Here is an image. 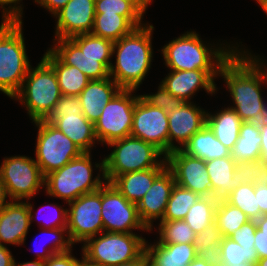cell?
Masks as SVG:
<instances>
[{"mask_svg":"<svg viewBox=\"0 0 267 266\" xmlns=\"http://www.w3.org/2000/svg\"><path fill=\"white\" fill-rule=\"evenodd\" d=\"M236 51L222 64V76L235 106H230L243 122H257L260 111L266 105L262 96V84H267V68L260 57L249 51ZM249 52V53H248ZM265 66V67H263ZM266 68V69H264ZM264 82V83H263Z\"/></svg>","mask_w":267,"mask_h":266,"instance_id":"6da1fadb","label":"cell"},{"mask_svg":"<svg viewBox=\"0 0 267 266\" xmlns=\"http://www.w3.org/2000/svg\"><path fill=\"white\" fill-rule=\"evenodd\" d=\"M154 26L144 24L113 44L115 65L110 77L122 88L137 90L151 68L153 58L152 32Z\"/></svg>","mask_w":267,"mask_h":266,"instance_id":"7a4b0ae2","label":"cell"},{"mask_svg":"<svg viewBox=\"0 0 267 266\" xmlns=\"http://www.w3.org/2000/svg\"><path fill=\"white\" fill-rule=\"evenodd\" d=\"M215 47L204 44L195 31H187L166 44L161 52L170 70L220 71L222 64L236 51L237 46Z\"/></svg>","mask_w":267,"mask_h":266,"instance_id":"3957f363","label":"cell"},{"mask_svg":"<svg viewBox=\"0 0 267 266\" xmlns=\"http://www.w3.org/2000/svg\"><path fill=\"white\" fill-rule=\"evenodd\" d=\"M22 18H3L0 25V91L11 99L31 67L22 31Z\"/></svg>","mask_w":267,"mask_h":266,"instance_id":"277c9868","label":"cell"},{"mask_svg":"<svg viewBox=\"0 0 267 266\" xmlns=\"http://www.w3.org/2000/svg\"><path fill=\"white\" fill-rule=\"evenodd\" d=\"M107 145L113 147V151L95 164L106 182L111 183L117 176L130 172L167 167L165 155L153 144L137 137L130 135Z\"/></svg>","mask_w":267,"mask_h":266,"instance_id":"5b68a950","label":"cell"},{"mask_svg":"<svg viewBox=\"0 0 267 266\" xmlns=\"http://www.w3.org/2000/svg\"><path fill=\"white\" fill-rule=\"evenodd\" d=\"M91 153L83 152L79 157L72 159L62 168L45 176L46 193L69 203L83 194L97 191L105 183L101 174L93 178ZM103 179V181H102Z\"/></svg>","mask_w":267,"mask_h":266,"instance_id":"8992f818","label":"cell"},{"mask_svg":"<svg viewBox=\"0 0 267 266\" xmlns=\"http://www.w3.org/2000/svg\"><path fill=\"white\" fill-rule=\"evenodd\" d=\"M62 94L53 67L42 57L35 68L30 67L21 89L12 98L25 105L32 122L44 120Z\"/></svg>","mask_w":267,"mask_h":266,"instance_id":"52a82bcc","label":"cell"},{"mask_svg":"<svg viewBox=\"0 0 267 266\" xmlns=\"http://www.w3.org/2000/svg\"><path fill=\"white\" fill-rule=\"evenodd\" d=\"M87 239L82 256L102 266H118L137 259L145 251L146 240L135 233L105 232Z\"/></svg>","mask_w":267,"mask_h":266,"instance_id":"ba28073f","label":"cell"},{"mask_svg":"<svg viewBox=\"0 0 267 266\" xmlns=\"http://www.w3.org/2000/svg\"><path fill=\"white\" fill-rule=\"evenodd\" d=\"M38 128L35 161L45 177L62 168L83 151L66 135L44 120L34 121Z\"/></svg>","mask_w":267,"mask_h":266,"instance_id":"9c48e42d","label":"cell"},{"mask_svg":"<svg viewBox=\"0 0 267 266\" xmlns=\"http://www.w3.org/2000/svg\"><path fill=\"white\" fill-rule=\"evenodd\" d=\"M134 91L121 89L102 109V114L94 123L98 142L107 145L131 135L134 108L140 96L132 94Z\"/></svg>","mask_w":267,"mask_h":266,"instance_id":"30bf717a","label":"cell"},{"mask_svg":"<svg viewBox=\"0 0 267 266\" xmlns=\"http://www.w3.org/2000/svg\"><path fill=\"white\" fill-rule=\"evenodd\" d=\"M0 174L10 201L30 200L45 186V177L31 157L19 155L4 158Z\"/></svg>","mask_w":267,"mask_h":266,"instance_id":"8fae6325","label":"cell"},{"mask_svg":"<svg viewBox=\"0 0 267 266\" xmlns=\"http://www.w3.org/2000/svg\"><path fill=\"white\" fill-rule=\"evenodd\" d=\"M101 217L105 232L133 233L150 230L141 221L137 204L129 202L110 182L101 187Z\"/></svg>","mask_w":267,"mask_h":266,"instance_id":"7c38bea8","label":"cell"},{"mask_svg":"<svg viewBox=\"0 0 267 266\" xmlns=\"http://www.w3.org/2000/svg\"><path fill=\"white\" fill-rule=\"evenodd\" d=\"M67 229L73 244L94 237L104 231L101 217V188L95 192L83 194L68 203Z\"/></svg>","mask_w":267,"mask_h":266,"instance_id":"4fadbf2b","label":"cell"},{"mask_svg":"<svg viewBox=\"0 0 267 266\" xmlns=\"http://www.w3.org/2000/svg\"><path fill=\"white\" fill-rule=\"evenodd\" d=\"M168 114L138 97L132 121L131 136L153 144L165 157L168 155Z\"/></svg>","mask_w":267,"mask_h":266,"instance_id":"5bb4252c","label":"cell"},{"mask_svg":"<svg viewBox=\"0 0 267 266\" xmlns=\"http://www.w3.org/2000/svg\"><path fill=\"white\" fill-rule=\"evenodd\" d=\"M165 159L177 185L201 197H213L212 183L204 159L189 156L181 149L173 150Z\"/></svg>","mask_w":267,"mask_h":266,"instance_id":"9a60e30c","label":"cell"},{"mask_svg":"<svg viewBox=\"0 0 267 266\" xmlns=\"http://www.w3.org/2000/svg\"><path fill=\"white\" fill-rule=\"evenodd\" d=\"M207 111L193 102H183L168 114V154L182 149L189 139L206 125ZM178 145L174 144L175 141Z\"/></svg>","mask_w":267,"mask_h":266,"instance_id":"2e32d148","label":"cell"},{"mask_svg":"<svg viewBox=\"0 0 267 266\" xmlns=\"http://www.w3.org/2000/svg\"><path fill=\"white\" fill-rule=\"evenodd\" d=\"M54 17L57 18L55 39L91 33L95 19V0H69Z\"/></svg>","mask_w":267,"mask_h":266,"instance_id":"e0dca14e","label":"cell"},{"mask_svg":"<svg viewBox=\"0 0 267 266\" xmlns=\"http://www.w3.org/2000/svg\"><path fill=\"white\" fill-rule=\"evenodd\" d=\"M53 48H49L64 64L77 67L91 80L110 77L112 57H91L70 39H54Z\"/></svg>","mask_w":267,"mask_h":266,"instance_id":"ac0fdd59","label":"cell"},{"mask_svg":"<svg viewBox=\"0 0 267 266\" xmlns=\"http://www.w3.org/2000/svg\"><path fill=\"white\" fill-rule=\"evenodd\" d=\"M217 76H219V71L170 70L161 81V85L174 97H178L184 102H191L194 93L199 89L203 88L208 94H215L217 88L214 79Z\"/></svg>","mask_w":267,"mask_h":266,"instance_id":"d6986e66","label":"cell"},{"mask_svg":"<svg viewBox=\"0 0 267 266\" xmlns=\"http://www.w3.org/2000/svg\"><path fill=\"white\" fill-rule=\"evenodd\" d=\"M175 179L172 171L166 167L154 180L151 188L137 203L138 214L144 225L152 231L153 220H162L166 211Z\"/></svg>","mask_w":267,"mask_h":266,"instance_id":"ffe728a7","label":"cell"},{"mask_svg":"<svg viewBox=\"0 0 267 266\" xmlns=\"http://www.w3.org/2000/svg\"><path fill=\"white\" fill-rule=\"evenodd\" d=\"M28 201H10L0 210V244L22 245L34 220Z\"/></svg>","mask_w":267,"mask_h":266,"instance_id":"44dd1931","label":"cell"},{"mask_svg":"<svg viewBox=\"0 0 267 266\" xmlns=\"http://www.w3.org/2000/svg\"><path fill=\"white\" fill-rule=\"evenodd\" d=\"M122 88L111 77L101 80H91L78 95L83 115L92 123H95L105 105Z\"/></svg>","mask_w":267,"mask_h":266,"instance_id":"7402d4cb","label":"cell"},{"mask_svg":"<svg viewBox=\"0 0 267 266\" xmlns=\"http://www.w3.org/2000/svg\"><path fill=\"white\" fill-rule=\"evenodd\" d=\"M148 266H187L198 255L193 244H147Z\"/></svg>","mask_w":267,"mask_h":266,"instance_id":"603a6c76","label":"cell"},{"mask_svg":"<svg viewBox=\"0 0 267 266\" xmlns=\"http://www.w3.org/2000/svg\"><path fill=\"white\" fill-rule=\"evenodd\" d=\"M50 124L72 140L83 152H91L95 141H98L94 123L84 115H64V118L54 119Z\"/></svg>","mask_w":267,"mask_h":266,"instance_id":"cb8c5ba5","label":"cell"},{"mask_svg":"<svg viewBox=\"0 0 267 266\" xmlns=\"http://www.w3.org/2000/svg\"><path fill=\"white\" fill-rule=\"evenodd\" d=\"M165 168H151L117 176L111 183L129 201L137 204Z\"/></svg>","mask_w":267,"mask_h":266,"instance_id":"d4e9b609","label":"cell"},{"mask_svg":"<svg viewBox=\"0 0 267 266\" xmlns=\"http://www.w3.org/2000/svg\"><path fill=\"white\" fill-rule=\"evenodd\" d=\"M236 164L231 155L206 161L214 198L218 200L226 198L233 189L241 184L234 176Z\"/></svg>","mask_w":267,"mask_h":266,"instance_id":"484cf974","label":"cell"},{"mask_svg":"<svg viewBox=\"0 0 267 266\" xmlns=\"http://www.w3.org/2000/svg\"><path fill=\"white\" fill-rule=\"evenodd\" d=\"M242 122L239 115L230 107L216 114L206 113V124L215 137L230 151L238 140Z\"/></svg>","mask_w":267,"mask_h":266,"instance_id":"4316f807","label":"cell"},{"mask_svg":"<svg viewBox=\"0 0 267 266\" xmlns=\"http://www.w3.org/2000/svg\"><path fill=\"white\" fill-rule=\"evenodd\" d=\"M181 150L189 156L201 158L205 161L228 157L231 153L215 137L213 131L207 124L197 131Z\"/></svg>","mask_w":267,"mask_h":266,"instance_id":"83f0119b","label":"cell"},{"mask_svg":"<svg viewBox=\"0 0 267 266\" xmlns=\"http://www.w3.org/2000/svg\"><path fill=\"white\" fill-rule=\"evenodd\" d=\"M43 58L53 67L62 95L78 96L91 81L77 67L64 64L50 49Z\"/></svg>","mask_w":267,"mask_h":266,"instance_id":"f1b7e54d","label":"cell"},{"mask_svg":"<svg viewBox=\"0 0 267 266\" xmlns=\"http://www.w3.org/2000/svg\"><path fill=\"white\" fill-rule=\"evenodd\" d=\"M260 126L257 122H242L240 134L235 146L230 151L236 163L261 160Z\"/></svg>","mask_w":267,"mask_h":266,"instance_id":"f546056e","label":"cell"},{"mask_svg":"<svg viewBox=\"0 0 267 266\" xmlns=\"http://www.w3.org/2000/svg\"><path fill=\"white\" fill-rule=\"evenodd\" d=\"M135 27L124 17L116 13L95 14L92 34L118 41L123 36L129 35Z\"/></svg>","mask_w":267,"mask_h":266,"instance_id":"4dcf8cb0","label":"cell"},{"mask_svg":"<svg viewBox=\"0 0 267 266\" xmlns=\"http://www.w3.org/2000/svg\"><path fill=\"white\" fill-rule=\"evenodd\" d=\"M147 7L140 0H95V14L116 13L124 16L135 28L141 27Z\"/></svg>","mask_w":267,"mask_h":266,"instance_id":"1f68e13d","label":"cell"},{"mask_svg":"<svg viewBox=\"0 0 267 266\" xmlns=\"http://www.w3.org/2000/svg\"><path fill=\"white\" fill-rule=\"evenodd\" d=\"M215 259L217 265L249 263L255 266L258 255L255 248H245L229 237H222Z\"/></svg>","mask_w":267,"mask_h":266,"instance_id":"d6a6232c","label":"cell"},{"mask_svg":"<svg viewBox=\"0 0 267 266\" xmlns=\"http://www.w3.org/2000/svg\"><path fill=\"white\" fill-rule=\"evenodd\" d=\"M218 201L214 197H200L189 209L183 220L188 223L196 234L201 233L205 228L214 223Z\"/></svg>","mask_w":267,"mask_h":266,"instance_id":"836d02e7","label":"cell"},{"mask_svg":"<svg viewBox=\"0 0 267 266\" xmlns=\"http://www.w3.org/2000/svg\"><path fill=\"white\" fill-rule=\"evenodd\" d=\"M248 221L250 219L239 208L227 203L224 199L218 201L214 223L220 230L222 237H229Z\"/></svg>","mask_w":267,"mask_h":266,"instance_id":"e575fe53","label":"cell"},{"mask_svg":"<svg viewBox=\"0 0 267 266\" xmlns=\"http://www.w3.org/2000/svg\"><path fill=\"white\" fill-rule=\"evenodd\" d=\"M201 196L175 184L162 220H183Z\"/></svg>","mask_w":267,"mask_h":266,"instance_id":"d590c367","label":"cell"},{"mask_svg":"<svg viewBox=\"0 0 267 266\" xmlns=\"http://www.w3.org/2000/svg\"><path fill=\"white\" fill-rule=\"evenodd\" d=\"M160 244H193L196 233L184 220H161L158 227Z\"/></svg>","mask_w":267,"mask_h":266,"instance_id":"8d00e7d4","label":"cell"},{"mask_svg":"<svg viewBox=\"0 0 267 266\" xmlns=\"http://www.w3.org/2000/svg\"><path fill=\"white\" fill-rule=\"evenodd\" d=\"M224 200L239 208L250 220H257L260 217V207H257V196H255V184H240Z\"/></svg>","mask_w":267,"mask_h":266,"instance_id":"74e56055","label":"cell"},{"mask_svg":"<svg viewBox=\"0 0 267 266\" xmlns=\"http://www.w3.org/2000/svg\"><path fill=\"white\" fill-rule=\"evenodd\" d=\"M70 39L85 53L91 57H112L114 42L92 33L78 34Z\"/></svg>","mask_w":267,"mask_h":266,"instance_id":"f35d334b","label":"cell"},{"mask_svg":"<svg viewBox=\"0 0 267 266\" xmlns=\"http://www.w3.org/2000/svg\"><path fill=\"white\" fill-rule=\"evenodd\" d=\"M222 235L217 225L213 223L201 233L196 234L193 245L197 255L215 257L221 243Z\"/></svg>","mask_w":267,"mask_h":266,"instance_id":"ab89813d","label":"cell"},{"mask_svg":"<svg viewBox=\"0 0 267 266\" xmlns=\"http://www.w3.org/2000/svg\"><path fill=\"white\" fill-rule=\"evenodd\" d=\"M43 232L42 233H47L49 236L54 238L53 243L51 244L47 250H36L35 253H37V258L38 260H44L46 261L49 259L52 255L62 253V252H67L72 250V245L73 243L70 240V237L67 235V238H65V234H68V229L67 227H61V228H42ZM36 239V238H35ZM40 251V252H39Z\"/></svg>","mask_w":267,"mask_h":266,"instance_id":"60d3db41","label":"cell"},{"mask_svg":"<svg viewBox=\"0 0 267 266\" xmlns=\"http://www.w3.org/2000/svg\"><path fill=\"white\" fill-rule=\"evenodd\" d=\"M64 115H83L78 96L62 95L44 121L50 124L54 119L64 118Z\"/></svg>","mask_w":267,"mask_h":266,"instance_id":"b9f144b4","label":"cell"},{"mask_svg":"<svg viewBox=\"0 0 267 266\" xmlns=\"http://www.w3.org/2000/svg\"><path fill=\"white\" fill-rule=\"evenodd\" d=\"M146 102L153 107H158L164 110L167 114L179 108L184 101L178 97H174L160 83L158 91L155 94L140 95Z\"/></svg>","mask_w":267,"mask_h":266,"instance_id":"7bdbcfd3","label":"cell"},{"mask_svg":"<svg viewBox=\"0 0 267 266\" xmlns=\"http://www.w3.org/2000/svg\"><path fill=\"white\" fill-rule=\"evenodd\" d=\"M264 169V162L259 161H248L236 164L234 170V176L242 183L256 184L261 183L262 173Z\"/></svg>","mask_w":267,"mask_h":266,"instance_id":"ee69618b","label":"cell"},{"mask_svg":"<svg viewBox=\"0 0 267 266\" xmlns=\"http://www.w3.org/2000/svg\"><path fill=\"white\" fill-rule=\"evenodd\" d=\"M256 229L257 225L255 220H250L242 227L234 231V233L231 234L229 238L237 242L242 247L254 248Z\"/></svg>","mask_w":267,"mask_h":266,"instance_id":"f6af8a7d","label":"cell"},{"mask_svg":"<svg viewBox=\"0 0 267 266\" xmlns=\"http://www.w3.org/2000/svg\"><path fill=\"white\" fill-rule=\"evenodd\" d=\"M51 205L53 207V214L45 219L46 221H43L44 224L41 225V228H61V227H67V209H63V207L58 206L57 204H48V206ZM57 205V206H56ZM50 207V206H49ZM42 209V208H41ZM51 209V208H50ZM40 210V209H39ZM55 210V211H54ZM39 212H37L38 214ZM47 215V214H46ZM37 218L39 215H36ZM45 218V217H44ZM44 225V226H43Z\"/></svg>","mask_w":267,"mask_h":266,"instance_id":"bcb514c9","label":"cell"},{"mask_svg":"<svg viewBox=\"0 0 267 266\" xmlns=\"http://www.w3.org/2000/svg\"><path fill=\"white\" fill-rule=\"evenodd\" d=\"M71 251L52 255L45 261V266H78L80 260L75 258Z\"/></svg>","mask_w":267,"mask_h":266,"instance_id":"7dc6e473","label":"cell"},{"mask_svg":"<svg viewBox=\"0 0 267 266\" xmlns=\"http://www.w3.org/2000/svg\"><path fill=\"white\" fill-rule=\"evenodd\" d=\"M20 1L22 0H0V7L2 8L3 18H22L23 8L21 7V5L18 6V4H20Z\"/></svg>","mask_w":267,"mask_h":266,"instance_id":"c3c4849f","label":"cell"},{"mask_svg":"<svg viewBox=\"0 0 267 266\" xmlns=\"http://www.w3.org/2000/svg\"><path fill=\"white\" fill-rule=\"evenodd\" d=\"M255 196H257V207H260V217L267 215V186L256 183Z\"/></svg>","mask_w":267,"mask_h":266,"instance_id":"681fc988","label":"cell"},{"mask_svg":"<svg viewBox=\"0 0 267 266\" xmlns=\"http://www.w3.org/2000/svg\"><path fill=\"white\" fill-rule=\"evenodd\" d=\"M68 1L69 0H35L34 2L51 12L52 15H55L67 4Z\"/></svg>","mask_w":267,"mask_h":266,"instance_id":"f907efd6","label":"cell"},{"mask_svg":"<svg viewBox=\"0 0 267 266\" xmlns=\"http://www.w3.org/2000/svg\"><path fill=\"white\" fill-rule=\"evenodd\" d=\"M254 248L257 251L258 259L267 257V235H259V230L255 231Z\"/></svg>","mask_w":267,"mask_h":266,"instance_id":"816d5d0a","label":"cell"},{"mask_svg":"<svg viewBox=\"0 0 267 266\" xmlns=\"http://www.w3.org/2000/svg\"><path fill=\"white\" fill-rule=\"evenodd\" d=\"M187 266H217L215 257L198 255Z\"/></svg>","mask_w":267,"mask_h":266,"instance_id":"f5cc1de1","label":"cell"},{"mask_svg":"<svg viewBox=\"0 0 267 266\" xmlns=\"http://www.w3.org/2000/svg\"><path fill=\"white\" fill-rule=\"evenodd\" d=\"M15 258L10 250L0 244V266H13Z\"/></svg>","mask_w":267,"mask_h":266,"instance_id":"db71d44e","label":"cell"},{"mask_svg":"<svg viewBox=\"0 0 267 266\" xmlns=\"http://www.w3.org/2000/svg\"><path fill=\"white\" fill-rule=\"evenodd\" d=\"M261 160L267 162V126H260Z\"/></svg>","mask_w":267,"mask_h":266,"instance_id":"11a10c76","label":"cell"},{"mask_svg":"<svg viewBox=\"0 0 267 266\" xmlns=\"http://www.w3.org/2000/svg\"><path fill=\"white\" fill-rule=\"evenodd\" d=\"M118 266H148V259L145 251L135 260L122 263Z\"/></svg>","mask_w":267,"mask_h":266,"instance_id":"9f6ffc18","label":"cell"},{"mask_svg":"<svg viewBox=\"0 0 267 266\" xmlns=\"http://www.w3.org/2000/svg\"><path fill=\"white\" fill-rule=\"evenodd\" d=\"M259 235H267V215H262L255 220Z\"/></svg>","mask_w":267,"mask_h":266,"instance_id":"6f0895ef","label":"cell"},{"mask_svg":"<svg viewBox=\"0 0 267 266\" xmlns=\"http://www.w3.org/2000/svg\"><path fill=\"white\" fill-rule=\"evenodd\" d=\"M7 197L8 196L5 190V185L0 174V210L9 202L6 201Z\"/></svg>","mask_w":267,"mask_h":266,"instance_id":"680465c9","label":"cell"},{"mask_svg":"<svg viewBox=\"0 0 267 266\" xmlns=\"http://www.w3.org/2000/svg\"><path fill=\"white\" fill-rule=\"evenodd\" d=\"M13 266H45V261L36 259L35 261L16 263L14 260Z\"/></svg>","mask_w":267,"mask_h":266,"instance_id":"91938a15","label":"cell"},{"mask_svg":"<svg viewBox=\"0 0 267 266\" xmlns=\"http://www.w3.org/2000/svg\"><path fill=\"white\" fill-rule=\"evenodd\" d=\"M259 126H267V105L260 111V117L257 120Z\"/></svg>","mask_w":267,"mask_h":266,"instance_id":"94428289","label":"cell"},{"mask_svg":"<svg viewBox=\"0 0 267 266\" xmlns=\"http://www.w3.org/2000/svg\"><path fill=\"white\" fill-rule=\"evenodd\" d=\"M78 266H102V265H99V264H95L93 262H90L88 261L87 259H85L83 256H82V259L81 261L79 262V265Z\"/></svg>","mask_w":267,"mask_h":266,"instance_id":"6125c7cd","label":"cell"},{"mask_svg":"<svg viewBox=\"0 0 267 266\" xmlns=\"http://www.w3.org/2000/svg\"><path fill=\"white\" fill-rule=\"evenodd\" d=\"M261 183L267 186V162H264V169L262 173V181Z\"/></svg>","mask_w":267,"mask_h":266,"instance_id":"be15d7a7","label":"cell"},{"mask_svg":"<svg viewBox=\"0 0 267 266\" xmlns=\"http://www.w3.org/2000/svg\"><path fill=\"white\" fill-rule=\"evenodd\" d=\"M257 3L261 6L263 11L267 14V0H256Z\"/></svg>","mask_w":267,"mask_h":266,"instance_id":"e7e4bbea","label":"cell"},{"mask_svg":"<svg viewBox=\"0 0 267 266\" xmlns=\"http://www.w3.org/2000/svg\"><path fill=\"white\" fill-rule=\"evenodd\" d=\"M255 266H267V257L258 259L257 264Z\"/></svg>","mask_w":267,"mask_h":266,"instance_id":"03108f58","label":"cell"},{"mask_svg":"<svg viewBox=\"0 0 267 266\" xmlns=\"http://www.w3.org/2000/svg\"><path fill=\"white\" fill-rule=\"evenodd\" d=\"M217 266H228V265H217ZM229 266H254V265H251L249 263H240V264H236V265H229Z\"/></svg>","mask_w":267,"mask_h":266,"instance_id":"003e7915","label":"cell"},{"mask_svg":"<svg viewBox=\"0 0 267 266\" xmlns=\"http://www.w3.org/2000/svg\"><path fill=\"white\" fill-rule=\"evenodd\" d=\"M146 7L152 2V0H140Z\"/></svg>","mask_w":267,"mask_h":266,"instance_id":"a7ac6f4b","label":"cell"}]
</instances>
